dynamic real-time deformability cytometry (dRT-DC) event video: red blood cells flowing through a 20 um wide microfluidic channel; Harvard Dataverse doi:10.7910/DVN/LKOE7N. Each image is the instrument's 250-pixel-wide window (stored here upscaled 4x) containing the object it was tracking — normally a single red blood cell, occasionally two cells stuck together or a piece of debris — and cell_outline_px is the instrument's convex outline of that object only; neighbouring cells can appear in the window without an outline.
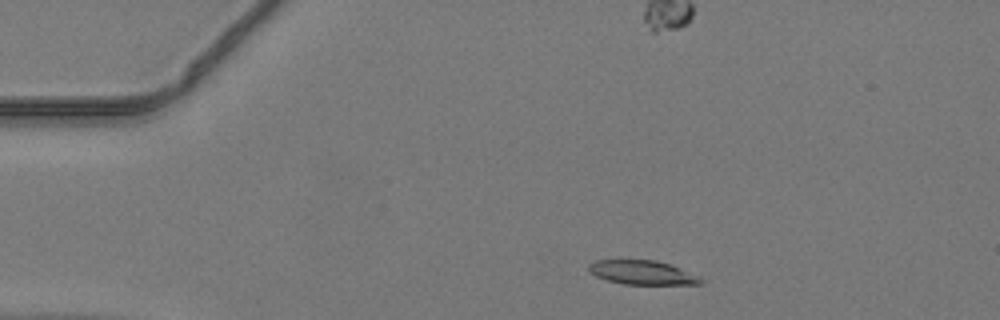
{"species": "common noctule bat (a hibernating species)", "species_latin": "Nyctalus noctula", "temperature_condition": "warm", "stored_images_in_passage": 44, "camera_frame_rate_fps": 3000, "um_per_image_px": 0.085, "animal": {"sex": "male", "body_mass_g": 19.2, "forearm_length_mm": 51.8}, "frame": {"image": 1, "passage_image": 5, "time_ms": 1.333, "image_size_px": [1000, 320], "cell_outline_px": [[704, 280], [700, 284], [624, 284], [608, 280], [596, 276], [588, 268], [588, 264], [596, 260], [656, 260], [672, 264], [700, 276]], "centroid_in_image_um": [54.65, 23.16], "position_along_channel_um": 30.4, "area_um2": 15.72}}
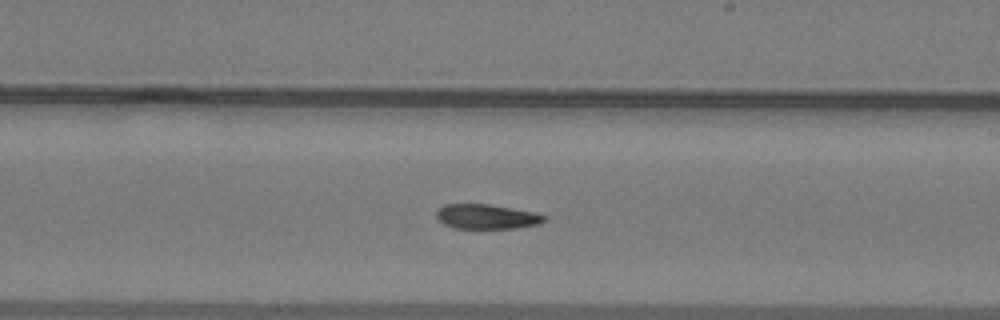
{"frame": {"image": 2, "passage_image": 24, "time_ms": 7.667, "image_size_px": [1000, 320], "cell_outline_px": [[548, 220], [536, 224], [516, 228], [452, 228], [436, 220], [436, 212], [444, 204], [488, 204], [536, 212], [548, 216]], "centroid_in_image_um": [41.36, 18.41], "position_along_channel_um": 247.6, "area_um2": 15.66}}
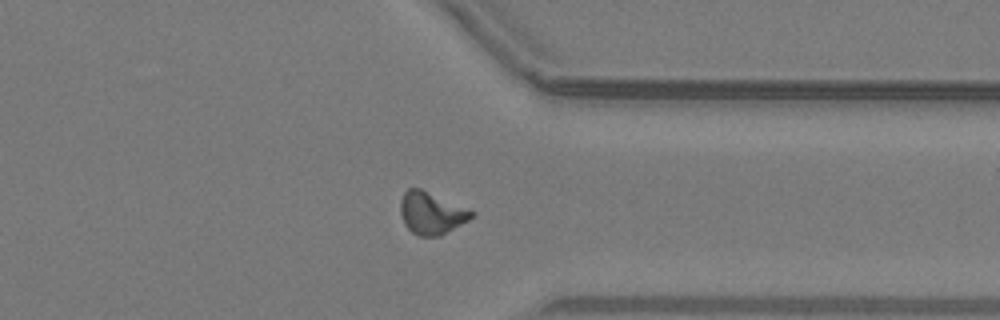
{"frame": {"image": 3, "passage_image": 33, "time_ms": 10.667, "image_size_px": [1000, 320], "cell_outline_px": [[476, 212], [468, 220], [440, 236], [420, 236], [412, 232], [404, 224], [400, 212], [400, 200], [404, 192], [408, 188], [420, 188]], "centroid_in_image_um": [36.64, 18.11], "position_along_channel_um": 374.8, "area_um2": 17.34}}